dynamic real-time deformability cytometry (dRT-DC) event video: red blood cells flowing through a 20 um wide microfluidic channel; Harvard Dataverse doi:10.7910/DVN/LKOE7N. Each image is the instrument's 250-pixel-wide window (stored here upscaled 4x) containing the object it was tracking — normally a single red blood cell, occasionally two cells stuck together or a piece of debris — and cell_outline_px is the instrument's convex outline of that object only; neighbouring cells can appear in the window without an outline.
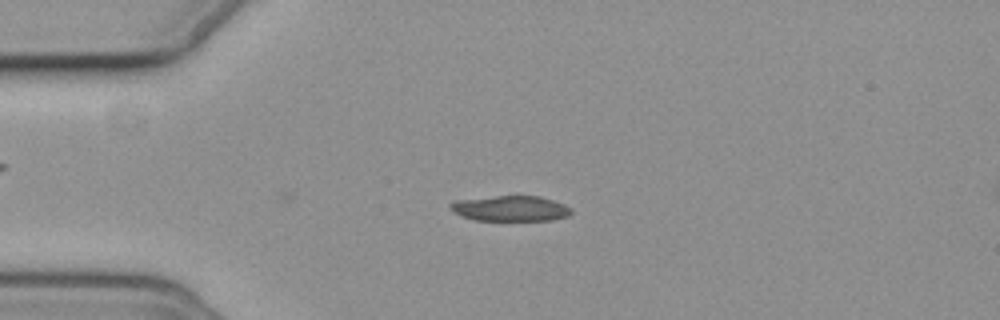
{"species": "common noctule bat (a hibernating species)", "species_latin": "Nyctalus noctula", "temperature_condition": "cold", "stored_images_in_passage": 8, "camera_frame_rate_fps": 3000, "um_per_image_px": 0.085, "animal": {"sex": "female", "body_mass_g": 19.3, "forearm_length_mm": 54.1}, "frame": {"image": 1, "passage_image": 4, "time_ms": 1.0, "image_size_px": [1000, 320], "cell_outline_px": [[572, 212], [568, 216], [552, 220], [472, 220], [460, 216], [448, 208], [448, 204], [452, 200], [496, 196], [540, 196], [564, 204], [572, 208]], "centroid_in_image_um": [43.34, 17.72], "position_along_channel_um": 41.7, "area_um2": 18.15}}